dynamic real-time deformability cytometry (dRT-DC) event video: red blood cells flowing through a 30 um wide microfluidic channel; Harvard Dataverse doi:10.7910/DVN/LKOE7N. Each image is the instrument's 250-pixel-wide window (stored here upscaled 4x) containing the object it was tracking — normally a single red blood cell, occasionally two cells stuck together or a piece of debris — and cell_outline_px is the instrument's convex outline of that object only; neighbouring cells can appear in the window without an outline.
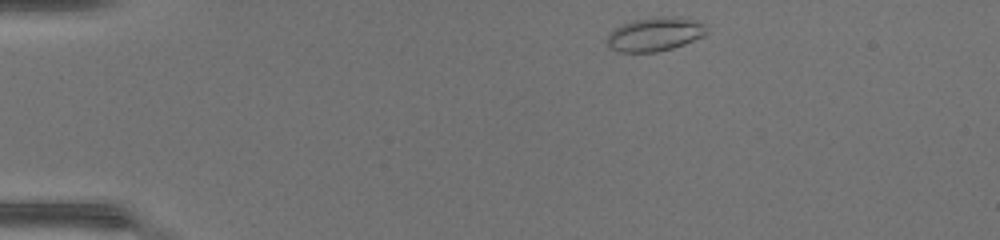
{"species": "common noctule bat (a hibernating species)", "species_latin": "Nyctalus noctula", "temperature_condition": "warm", "stored_images_in_passage": 40, "camera_frame_rate_fps": 3000, "um_per_image_px": 0.085, "animal": {"sex": "female", "body_mass_g": 17.0, "forearm_length_mm": 48.0}, "frame": {"image": 1, "passage_image": 1, "time_ms": 0.0, "image_size_px": [1000, 240], "cell_outline_px": [[708, 32], [704, 36], [684, 44], [672, 48], [656, 52], [620, 52], [612, 48], [608, 44], [608, 32], [620, 24], [632, 20], [660, 16], [680, 16], [696, 20], [704, 24]], "centroid_in_image_um": [55.68, 2.88], "position_along_channel_um": 29.3, "area_um2": 19.83}}
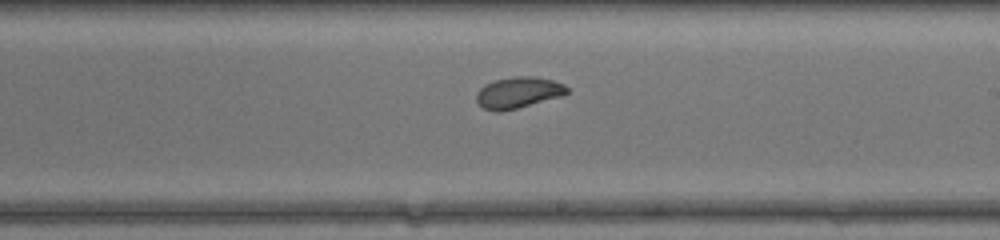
{"frame": {"image": 2, "passage_image": 21, "time_ms": 6.667, "image_size_px": [1000, 240], "cell_outline_px": [[568, 92], [560, 96], [516, 108], [500, 112], [492, 112], [484, 108], [476, 100], [476, 92], [484, 84], [496, 80], [516, 76], [532, 76], [552, 80], [564, 84], [568, 88]], "centroid_in_image_um": [44.01, 7.87], "position_along_channel_um": 245.0, "area_um2": 16.3}}
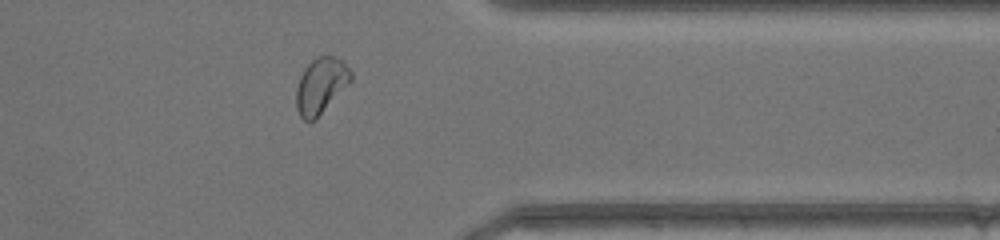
{"frame": {"image": 3, "passage_image": 31, "time_ms": 10.0, "image_size_px": [1000, 240], "cell_outline_px": [[352, 80], [316, 120], [304, 120], [300, 116], [296, 108], [296, 88], [300, 76], [304, 68], [316, 56], [332, 56], [340, 60], [352, 72]], "centroid_in_image_um": [27.26, 7.29], "position_along_channel_um": 384.1, "area_um2": 17.69}, "authors_computed_cell_mechanics": {"area_um2": 17.6868, "velocity_mm_per_s": 4.4104, "shape_relaxation_time_tau1_ms": 5.2511, "shape_relaxation_time_tau2_ms": 1.5987, "deformation_change_tau1": 0.1599, "deformation_change_tau2": 0.0649}}